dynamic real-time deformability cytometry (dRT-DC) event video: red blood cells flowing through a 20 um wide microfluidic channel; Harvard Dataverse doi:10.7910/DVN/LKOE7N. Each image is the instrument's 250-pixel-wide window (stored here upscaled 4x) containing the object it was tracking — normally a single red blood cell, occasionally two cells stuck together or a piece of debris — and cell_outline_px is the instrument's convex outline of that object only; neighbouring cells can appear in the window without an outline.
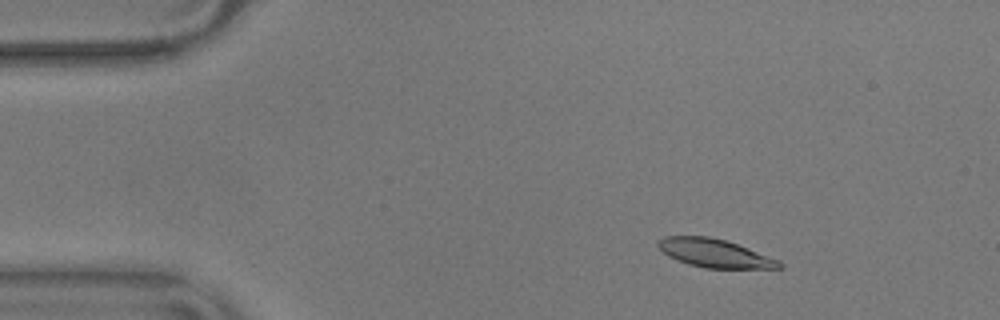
{"species": "common noctule bat (a hibernating species)", "species_latin": "Nyctalus noctula", "temperature_condition": "warm", "stored_images_in_passage": 55, "camera_frame_rate_fps": 3000, "um_per_image_px": 0.085, "animal": {"sex": "male", "body_mass_g": 17.9}, "frame": {"image": 1, "passage_image": 7, "time_ms": 2.0, "image_size_px": [1000, 320], "cell_outline_px": [[784, 268], [704, 268], [688, 264], [668, 256], [656, 244], [664, 236], [708, 236], [724, 240], [736, 244], [776, 260], [784, 264]], "centroid_in_image_um": [60.7, 21.53], "position_along_channel_um": 24.3, "area_um2": 19.54}}
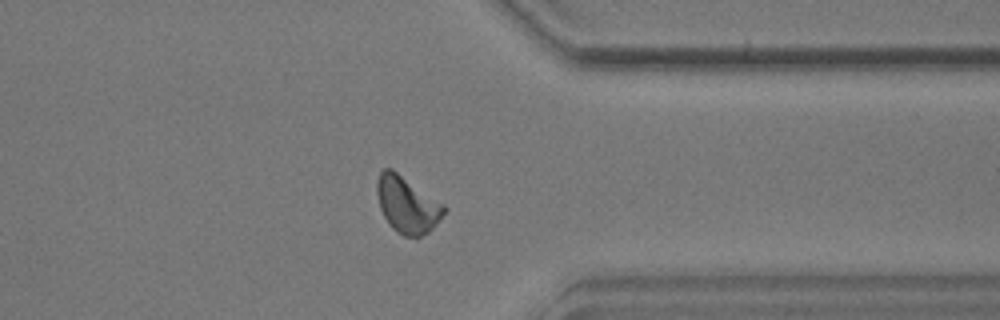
{"frame": {"image": 2, "passage_image": 43, "time_ms": 14.0, "image_size_px": [1000, 320], "cell_outline_px": [[448, 208], [436, 224], [428, 232], [420, 236], [404, 236], [396, 232], [388, 224], [380, 208], [376, 192], [376, 184], [380, 172], [384, 168], [392, 168], [444, 204]], "centroid_in_image_um": [34.6, 17.39], "position_along_channel_um": 376.8, "area_um2": 22.08}}
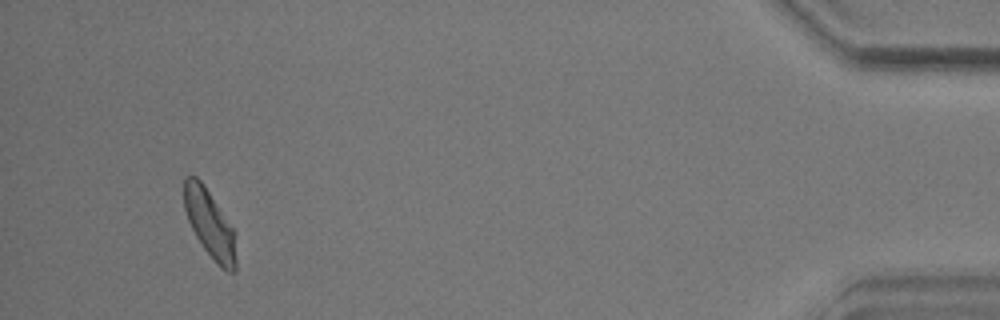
{"frame": {"image": 3, "passage_image": 52, "time_ms": 17.0, "image_size_px": [1000, 320], "cell_outline_px": [[236, 272], [228, 272], [220, 268], [216, 264], [204, 248], [196, 236], [188, 220], [184, 208], [184, 176], [196, 176], [204, 184], [232, 228], [236, 260]], "centroid_in_image_um": [17.8, 19.04], "position_along_channel_um": 417.4, "area_um2": 20.17}, "authors_computed_cell_mechanics": {"area_um2": 20.808, "velocity_mm_per_s": 3.5626, "shape_relaxation_time_tau1_ms": 2.1479, "shape_relaxation_time_tau2_ms": 2.2962, "deformation_change_tau1": 0.1375, "deformation_change_tau2": 0.0866}}